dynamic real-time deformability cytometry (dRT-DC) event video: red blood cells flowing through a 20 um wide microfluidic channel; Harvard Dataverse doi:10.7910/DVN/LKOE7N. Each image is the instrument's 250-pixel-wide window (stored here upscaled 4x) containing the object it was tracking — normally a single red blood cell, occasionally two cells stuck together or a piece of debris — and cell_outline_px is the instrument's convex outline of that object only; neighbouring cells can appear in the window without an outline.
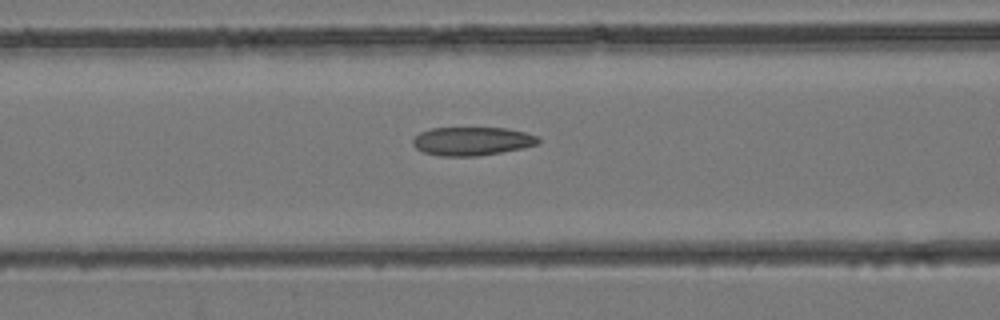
{"species": "common noctule bat (a hibernating species)", "species_latin": "Nyctalus noctula", "temperature_condition": "room temperature", "stored_images_in_passage": 5, "camera_frame_rate_fps": 3000, "um_per_image_px": 0.085, "animal": {"sex": "female", "body_mass_g": 24.6, "forearm_length_mm": 56.2}, "frame": {"image": 1, "passage_image": 5, "time_ms": 1.333, "image_size_px": [1000, 320], "cell_outline_px": [[540, 144], [524, 148], [480, 156], [440, 156], [424, 152], [416, 148], [412, 144], [412, 140], [420, 132], [432, 128], [508, 128], [524, 132], [536, 136], [540, 140]], "centroid_in_image_um": [40.14, 12.0], "position_along_channel_um": 126.5, "area_um2": 20.92}}